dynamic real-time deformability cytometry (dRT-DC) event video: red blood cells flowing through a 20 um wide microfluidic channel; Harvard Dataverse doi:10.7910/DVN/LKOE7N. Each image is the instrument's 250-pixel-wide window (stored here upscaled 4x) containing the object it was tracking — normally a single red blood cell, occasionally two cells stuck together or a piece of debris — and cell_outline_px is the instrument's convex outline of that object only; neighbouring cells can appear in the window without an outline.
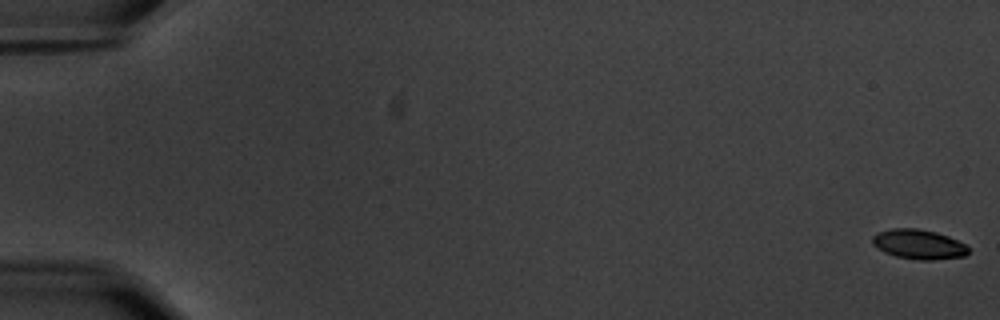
{"species": "common noctule bat (a hibernating species)", "species_latin": "Nyctalus noctula", "temperature_condition": "warm", "stored_images_in_passage": 59, "camera_frame_rate_fps": 3000, "um_per_image_px": 0.085, "animal": {"sex": "male", "body_mass_g": 20.1, "forearm_length_mm": 53.5}, "frame": {"image": 1, "passage_image": 1, "time_ms": 0.0, "image_size_px": [1000, 320], "cell_outline_px": [[968, 252], [964, 256], [932, 260], [920, 260], [896, 256], [884, 252], [876, 248], [872, 244], [872, 236], [880, 232], [892, 228], [916, 228], [936, 232], [948, 236], [964, 244], [968, 248]], "centroid_in_image_um": [78.06, 20.76], "position_along_channel_um": 6.9, "area_um2": 16.47}}
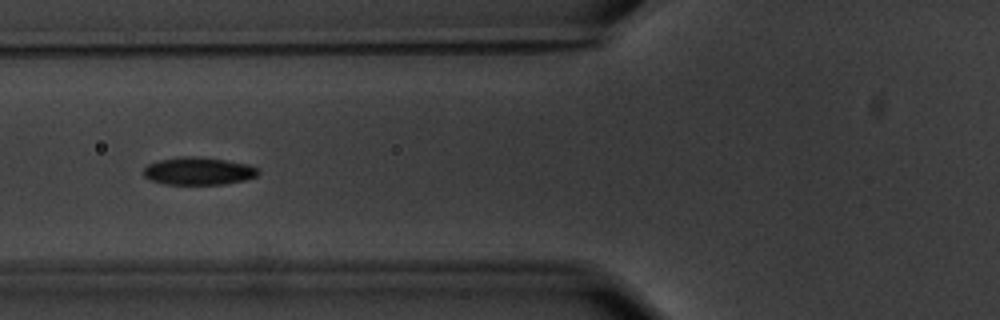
{"frame": {"image": 2, "passage_image": 24, "time_ms": 7.667, "image_size_px": [1000, 320], "cell_outline_px": [[260, 172], [256, 176], [244, 180], [224, 184], [164, 184], [152, 180], [144, 176], [144, 168], [148, 164], [160, 160], [180, 156], [200, 156], [248, 164], [260, 168]], "centroid_in_image_um": [16.89, 14.53], "position_along_channel_um": 108.9, "area_um2": 18.5}}
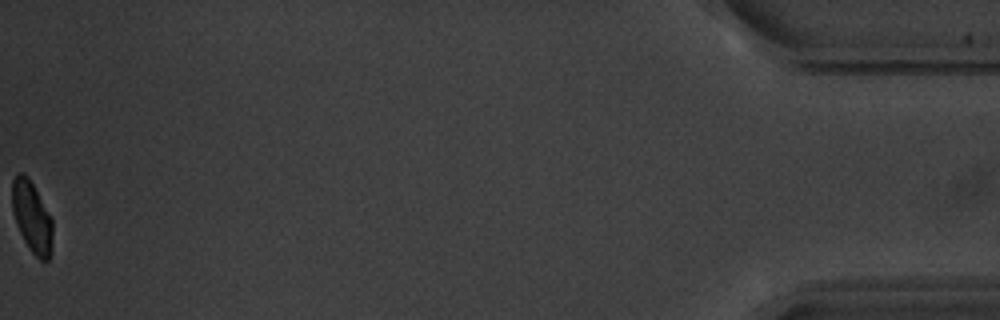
{"frame": {"image": 3, "passage_image": 59, "time_ms": 19.333, "image_size_px": [1000, 320], "cell_outline_px": [[52, 252], [48, 260], [40, 260], [28, 248], [20, 232], [12, 212], [12, 180], [16, 172], [24, 172], [28, 176], [52, 216]], "centroid_in_image_um": [2.71, 18.41], "position_along_channel_um": 432.5, "area_um2": 17.11}, "authors_computed_cell_mechanics": {"area_um2": 17.918, "velocity_mm_per_s": 3.5571, "shape_relaxation_time_tau1_ms": 2.8862, "shape_relaxation_time_tau2_ms": 1.4735, "deformation_change_tau1": 0.109, "deformation_change_tau2": 0.0502}}